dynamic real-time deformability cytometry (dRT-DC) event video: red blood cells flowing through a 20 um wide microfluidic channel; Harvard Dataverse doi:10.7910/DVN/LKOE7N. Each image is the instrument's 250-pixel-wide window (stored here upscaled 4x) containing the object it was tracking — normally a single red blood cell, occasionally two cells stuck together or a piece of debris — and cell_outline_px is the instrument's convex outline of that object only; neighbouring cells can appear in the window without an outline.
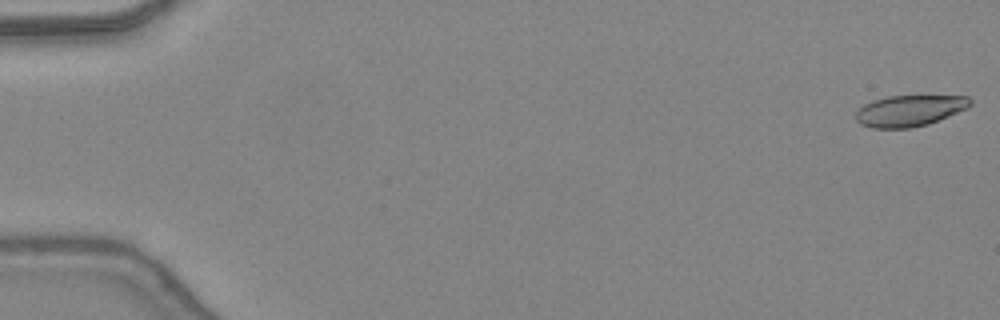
{"species": "common noctule bat (a hibernating species)", "species_latin": "Nyctalus noctula", "temperature_condition": "warm", "stored_images_in_passage": 49, "camera_frame_rate_fps": 3000, "um_per_image_px": 0.085, "animal": {"sex": "female", "body_mass_g": 24.6, "forearm_length_mm": 56.2}, "frame": {"image": 1, "passage_image": 1, "time_ms": 0.0, "image_size_px": [1000, 320], "cell_outline_px": [[972, 104], [968, 108], [928, 124], [912, 128], [872, 128], [860, 124], [856, 120], [856, 112], [864, 104], [872, 100], [888, 96], [968, 96], [972, 100]], "centroid_in_image_um": [77.31, 9.41], "position_along_channel_um": 7.7, "area_um2": 20.81}}
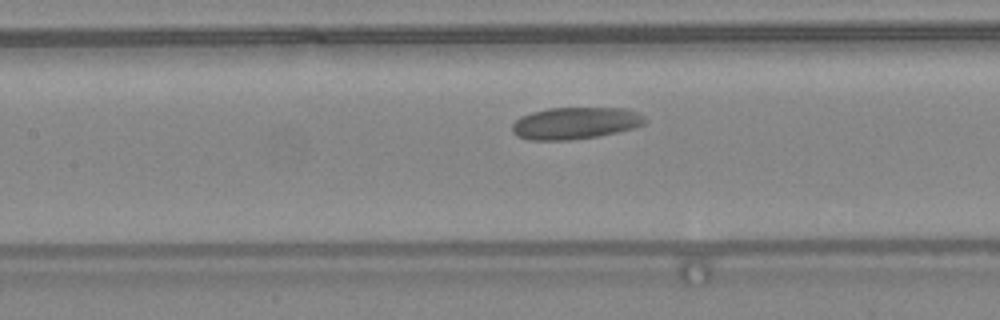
{"frame": {"image": 2, "passage_image": 23, "time_ms": 7.333, "image_size_px": [1000, 320], "cell_outline_px": [[648, 120], [644, 124], [636, 128], [600, 136], [568, 140], [528, 140], [516, 136], [512, 132], [512, 124], [520, 116], [532, 112], [548, 108], [628, 108], [640, 112]], "centroid_in_image_um": [48.94, 10.47], "position_along_channel_um": 158.5, "area_um2": 25.14}}
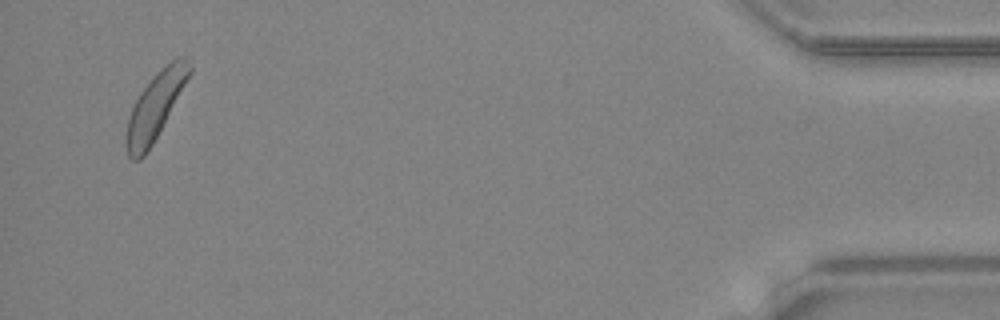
{"frame": {"image": 3, "passage_image": 47, "time_ms": 15.333, "image_size_px": [1000, 320], "cell_outline_px": [[192, 72], [152, 144], [144, 156], [140, 160], [132, 160], [128, 156], [124, 144], [124, 140], [128, 116], [140, 92], [160, 68], [176, 56], [188, 56], [192, 68]], "centroid_in_image_um": [13.18, 9.0], "position_along_channel_um": 422.0, "area_um2": 24.51}, "authors_computed_cell_mechanics": {"area_um2": 24.1026, "velocity_mm_per_s": 4.262, "shape_relaxation_time_tau1_ms": 9.498, "shape_relaxation_time_tau2_ms": null, "deformation_change_tau1": 0.16, "deformation_change_tau2": null}}